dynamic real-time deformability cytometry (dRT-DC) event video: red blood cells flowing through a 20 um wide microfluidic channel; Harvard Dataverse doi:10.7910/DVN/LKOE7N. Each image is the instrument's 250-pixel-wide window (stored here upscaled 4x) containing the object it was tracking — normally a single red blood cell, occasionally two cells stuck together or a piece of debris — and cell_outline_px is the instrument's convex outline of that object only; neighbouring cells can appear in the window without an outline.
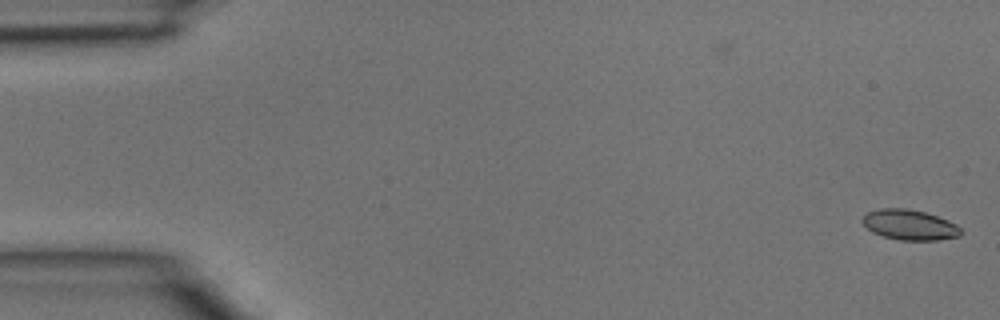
{"species": "common noctule bat (a hibernating species)", "species_latin": "Nyctalus noctula", "temperature_condition": "room temperature", "stored_images_in_passage": 4, "camera_frame_rate_fps": 3000, "um_per_image_px": 0.085, "animal": {"sex": "male", "body_mass_g": 15.6}, "frame": {"image": 1, "passage_image": 1, "time_ms": 0.0, "image_size_px": [1000, 320], "cell_outline_px": [[964, 232], [960, 236], [936, 240], [900, 240], [884, 236], [872, 232], [860, 220], [868, 212], [880, 208], [904, 208], [924, 212], [948, 220], [956, 224]], "centroid_in_image_um": [77.33, 19.11], "position_along_channel_um": 7.7, "area_um2": 17.28}}
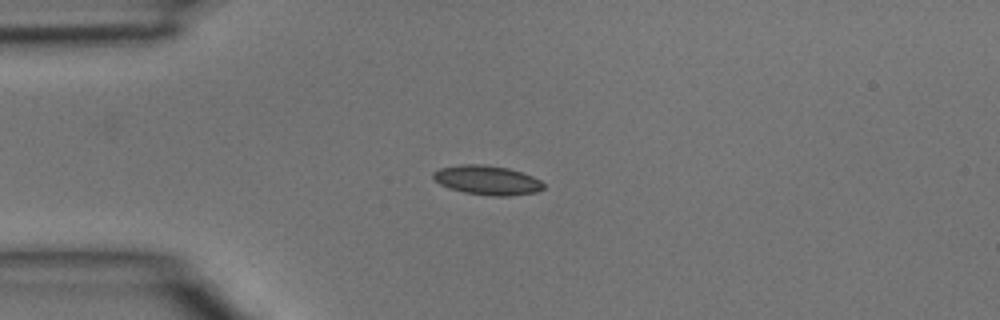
{"frame": {"image": 2, "passage_image": 4, "time_ms": 1.0, "image_size_px": [1000, 320], "cell_outline_px": [[544, 188], [536, 192], [512, 196], [492, 196], [464, 192], [448, 188], [440, 184], [432, 176], [432, 172], [440, 168], [460, 164], [484, 164], [508, 168], [532, 176], [540, 180], [544, 184]], "centroid_in_image_um": [41.4, 15.31], "position_along_channel_um": 43.6, "area_um2": 18.9}}